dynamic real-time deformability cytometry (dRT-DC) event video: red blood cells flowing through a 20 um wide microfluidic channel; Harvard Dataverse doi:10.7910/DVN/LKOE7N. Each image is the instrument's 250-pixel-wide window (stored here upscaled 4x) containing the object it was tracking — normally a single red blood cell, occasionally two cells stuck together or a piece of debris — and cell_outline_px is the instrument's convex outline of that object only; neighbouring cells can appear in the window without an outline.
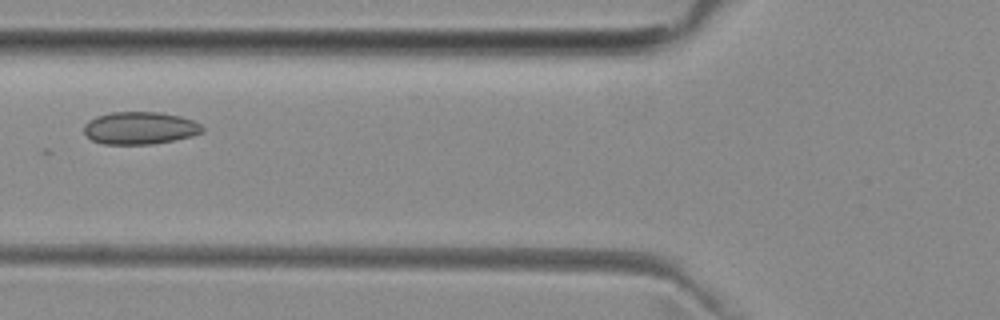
{"species": "common noctule bat (a hibernating species)", "species_latin": "Nyctalus noctula", "temperature_condition": "room temperature", "stored_images_in_passage": 3, "camera_frame_rate_fps": 3000, "um_per_image_px": 0.085, "animal": {"sex": "female", "body_mass_g": 29.2, "forearm_length_mm": 56.3}, "frame": {"image": 1, "passage_image": 3, "time_ms": 2.333, "image_size_px": [1000, 320], "cell_outline_px": [[204, 132], [192, 136], [152, 144], [104, 144], [92, 140], [84, 132], [84, 124], [88, 120], [96, 116], [112, 112], [160, 112], [180, 116], [192, 120], [200, 124], [204, 128]], "centroid_in_image_um": [11.89, 10.88], "position_along_channel_um": 113.9, "area_um2": 22.43}}